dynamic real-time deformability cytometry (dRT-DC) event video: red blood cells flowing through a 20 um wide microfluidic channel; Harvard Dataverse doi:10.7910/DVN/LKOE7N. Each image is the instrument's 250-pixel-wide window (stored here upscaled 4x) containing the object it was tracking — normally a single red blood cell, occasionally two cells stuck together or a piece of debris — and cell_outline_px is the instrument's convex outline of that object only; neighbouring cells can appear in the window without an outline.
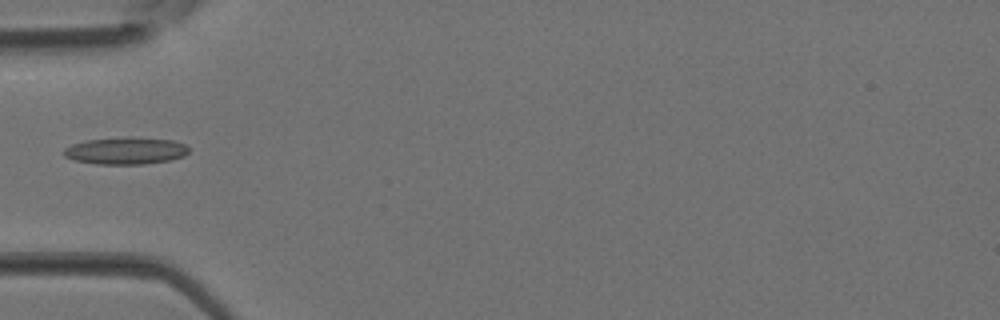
{"species": "Egyptian fruit bat (a non-hibernating species)", "species_latin": "Rousettus aegyptiacus", "temperature_condition": "room temperature", "stored_images_in_passage": 26, "camera_frame_rate_fps": 3000, "um_per_image_px": 0.085, "animal": {"sex": "female"}, "frame": {"image": 1, "passage_image": 1, "time_ms": 0.0, "image_size_px": [1000, 320], "cell_outline_px": [[188, 152], [184, 156], [172, 160], [144, 164], [96, 164], [76, 160], [64, 156], [64, 148], [72, 144], [88, 140], [132, 136], [172, 140], [184, 144], [188, 148]], "centroid_in_image_um": [10.71, 12.81], "position_along_channel_um": 74.3, "area_um2": 19.77}}
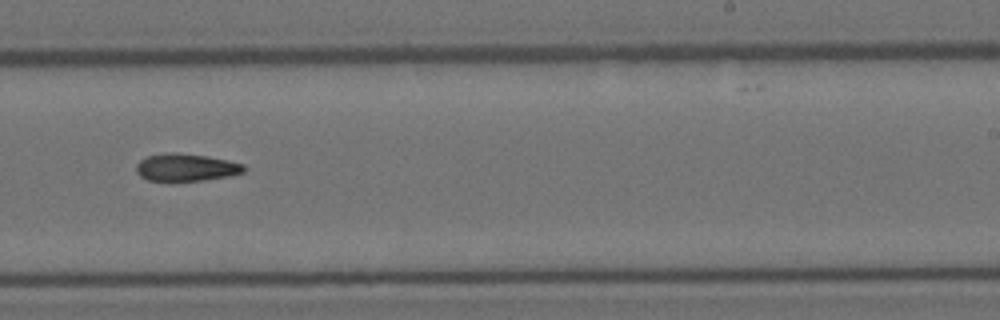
{"frame": {"image": 2, "passage_image": 12, "time_ms": 3.667, "image_size_px": [1000, 320], "cell_outline_px": [[244, 172], [228, 176], [204, 180], [148, 180], [140, 176], [136, 172], [136, 164], [140, 160], [148, 156], [164, 152], [176, 152], [208, 156], [228, 160], [244, 164]], "centroid_in_image_um": [15.8, 14.21], "position_along_channel_um": 273.2, "area_um2": 17.17}}
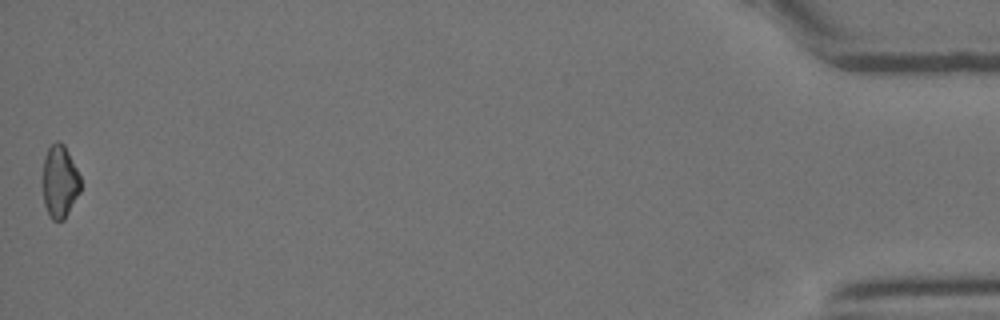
{"frame": {"image": 3, "passage_image": 26, "time_ms": 8.333, "image_size_px": [1000, 320], "cell_outline_px": [[80, 192], [64, 220], [52, 220], [44, 204], [44, 156], [48, 148], [56, 140], [60, 140], [64, 144], [80, 176]], "centroid_in_image_um": [5.09, 15.41], "position_along_channel_um": 430.1, "area_um2": 15.78}}